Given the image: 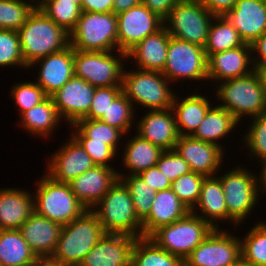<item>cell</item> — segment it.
I'll return each mask as SVG.
<instances>
[{"label": "cell", "instance_id": "42", "mask_svg": "<svg viewBox=\"0 0 266 266\" xmlns=\"http://www.w3.org/2000/svg\"><path fill=\"white\" fill-rule=\"evenodd\" d=\"M250 119L249 129L245 131L242 142L248 148L249 157L261 161L266 158V112Z\"/></svg>", "mask_w": 266, "mask_h": 266}, {"label": "cell", "instance_id": "37", "mask_svg": "<svg viewBox=\"0 0 266 266\" xmlns=\"http://www.w3.org/2000/svg\"><path fill=\"white\" fill-rule=\"evenodd\" d=\"M117 174L130 191L137 217L143 221L151 212L153 197L157 191L149 187L139 175H126L120 170Z\"/></svg>", "mask_w": 266, "mask_h": 266}, {"label": "cell", "instance_id": "24", "mask_svg": "<svg viewBox=\"0 0 266 266\" xmlns=\"http://www.w3.org/2000/svg\"><path fill=\"white\" fill-rule=\"evenodd\" d=\"M62 227L34 211L18 230L36 257L44 260L52 256Z\"/></svg>", "mask_w": 266, "mask_h": 266}, {"label": "cell", "instance_id": "52", "mask_svg": "<svg viewBox=\"0 0 266 266\" xmlns=\"http://www.w3.org/2000/svg\"><path fill=\"white\" fill-rule=\"evenodd\" d=\"M202 4L215 16H224L231 10L237 0H200Z\"/></svg>", "mask_w": 266, "mask_h": 266}, {"label": "cell", "instance_id": "27", "mask_svg": "<svg viewBox=\"0 0 266 266\" xmlns=\"http://www.w3.org/2000/svg\"><path fill=\"white\" fill-rule=\"evenodd\" d=\"M34 212L33 192L0 188V230H16Z\"/></svg>", "mask_w": 266, "mask_h": 266}, {"label": "cell", "instance_id": "8", "mask_svg": "<svg viewBox=\"0 0 266 266\" xmlns=\"http://www.w3.org/2000/svg\"><path fill=\"white\" fill-rule=\"evenodd\" d=\"M223 174L218 177L225 194L228 221L238 227L252 213L261 197L257 173L237 164L235 168Z\"/></svg>", "mask_w": 266, "mask_h": 266}, {"label": "cell", "instance_id": "41", "mask_svg": "<svg viewBox=\"0 0 266 266\" xmlns=\"http://www.w3.org/2000/svg\"><path fill=\"white\" fill-rule=\"evenodd\" d=\"M75 125L90 139L98 142H105L118 152L121 138L125 135L116 127L110 126L100 120L82 118Z\"/></svg>", "mask_w": 266, "mask_h": 266}, {"label": "cell", "instance_id": "4", "mask_svg": "<svg viewBox=\"0 0 266 266\" xmlns=\"http://www.w3.org/2000/svg\"><path fill=\"white\" fill-rule=\"evenodd\" d=\"M218 85V86H217ZM216 85L217 106L226 109L239 122L266 112L264 91L257 72L224 80Z\"/></svg>", "mask_w": 266, "mask_h": 266}, {"label": "cell", "instance_id": "59", "mask_svg": "<svg viewBox=\"0 0 266 266\" xmlns=\"http://www.w3.org/2000/svg\"><path fill=\"white\" fill-rule=\"evenodd\" d=\"M230 266H251L250 264H248L247 262H245L242 258L235 264L230 265Z\"/></svg>", "mask_w": 266, "mask_h": 266}, {"label": "cell", "instance_id": "10", "mask_svg": "<svg viewBox=\"0 0 266 266\" xmlns=\"http://www.w3.org/2000/svg\"><path fill=\"white\" fill-rule=\"evenodd\" d=\"M125 61L126 53L119 50L96 52L74 49V76L96 88L122 86Z\"/></svg>", "mask_w": 266, "mask_h": 266}, {"label": "cell", "instance_id": "13", "mask_svg": "<svg viewBox=\"0 0 266 266\" xmlns=\"http://www.w3.org/2000/svg\"><path fill=\"white\" fill-rule=\"evenodd\" d=\"M221 228L213 229L185 259V266H230L242 258L241 238Z\"/></svg>", "mask_w": 266, "mask_h": 266}, {"label": "cell", "instance_id": "33", "mask_svg": "<svg viewBox=\"0 0 266 266\" xmlns=\"http://www.w3.org/2000/svg\"><path fill=\"white\" fill-rule=\"evenodd\" d=\"M39 259L16 230H0V266L34 265Z\"/></svg>", "mask_w": 266, "mask_h": 266}, {"label": "cell", "instance_id": "58", "mask_svg": "<svg viewBox=\"0 0 266 266\" xmlns=\"http://www.w3.org/2000/svg\"><path fill=\"white\" fill-rule=\"evenodd\" d=\"M48 0H31L35 8H40Z\"/></svg>", "mask_w": 266, "mask_h": 266}, {"label": "cell", "instance_id": "2", "mask_svg": "<svg viewBox=\"0 0 266 266\" xmlns=\"http://www.w3.org/2000/svg\"><path fill=\"white\" fill-rule=\"evenodd\" d=\"M104 234L97 216L87 209L62 227L55 250L48 260L61 266H79Z\"/></svg>", "mask_w": 266, "mask_h": 266}, {"label": "cell", "instance_id": "7", "mask_svg": "<svg viewBox=\"0 0 266 266\" xmlns=\"http://www.w3.org/2000/svg\"><path fill=\"white\" fill-rule=\"evenodd\" d=\"M69 41L73 49L80 51L118 50L117 15L82 11Z\"/></svg>", "mask_w": 266, "mask_h": 266}, {"label": "cell", "instance_id": "1", "mask_svg": "<svg viewBox=\"0 0 266 266\" xmlns=\"http://www.w3.org/2000/svg\"><path fill=\"white\" fill-rule=\"evenodd\" d=\"M17 32L27 67L38 59L62 51L70 45L69 33L52 21L40 8L34 9Z\"/></svg>", "mask_w": 266, "mask_h": 266}, {"label": "cell", "instance_id": "46", "mask_svg": "<svg viewBox=\"0 0 266 266\" xmlns=\"http://www.w3.org/2000/svg\"><path fill=\"white\" fill-rule=\"evenodd\" d=\"M11 87L10 96L17 104L20 115L48 97L45 91L34 81H21Z\"/></svg>", "mask_w": 266, "mask_h": 266}, {"label": "cell", "instance_id": "11", "mask_svg": "<svg viewBox=\"0 0 266 266\" xmlns=\"http://www.w3.org/2000/svg\"><path fill=\"white\" fill-rule=\"evenodd\" d=\"M214 17L200 0H179L164 20V26L170 36L204 48Z\"/></svg>", "mask_w": 266, "mask_h": 266}, {"label": "cell", "instance_id": "26", "mask_svg": "<svg viewBox=\"0 0 266 266\" xmlns=\"http://www.w3.org/2000/svg\"><path fill=\"white\" fill-rule=\"evenodd\" d=\"M170 34L165 26L148 35L126 53L127 61L134 59L137 68L162 72L167 61Z\"/></svg>", "mask_w": 266, "mask_h": 266}, {"label": "cell", "instance_id": "45", "mask_svg": "<svg viewBox=\"0 0 266 266\" xmlns=\"http://www.w3.org/2000/svg\"><path fill=\"white\" fill-rule=\"evenodd\" d=\"M70 128L73 130L71 135L81 144L96 165L113 167L110 161H113L118 155L113 148L105 142L93 141L88 138L75 124L70 125Z\"/></svg>", "mask_w": 266, "mask_h": 266}, {"label": "cell", "instance_id": "50", "mask_svg": "<svg viewBox=\"0 0 266 266\" xmlns=\"http://www.w3.org/2000/svg\"><path fill=\"white\" fill-rule=\"evenodd\" d=\"M179 0H142V3L153 13L165 20L171 9Z\"/></svg>", "mask_w": 266, "mask_h": 266}, {"label": "cell", "instance_id": "47", "mask_svg": "<svg viewBox=\"0 0 266 266\" xmlns=\"http://www.w3.org/2000/svg\"><path fill=\"white\" fill-rule=\"evenodd\" d=\"M156 166L171 183L191 171L188 163L175 149L163 151Z\"/></svg>", "mask_w": 266, "mask_h": 266}, {"label": "cell", "instance_id": "5", "mask_svg": "<svg viewBox=\"0 0 266 266\" xmlns=\"http://www.w3.org/2000/svg\"><path fill=\"white\" fill-rule=\"evenodd\" d=\"M172 84L159 71L142 69L123 70L122 92L135 104L148 110L172 108L175 93ZM171 89H170V88Z\"/></svg>", "mask_w": 266, "mask_h": 266}, {"label": "cell", "instance_id": "48", "mask_svg": "<svg viewBox=\"0 0 266 266\" xmlns=\"http://www.w3.org/2000/svg\"><path fill=\"white\" fill-rule=\"evenodd\" d=\"M122 92V86L98 87L95 89L89 113L84 117L99 120L113 100Z\"/></svg>", "mask_w": 266, "mask_h": 266}, {"label": "cell", "instance_id": "38", "mask_svg": "<svg viewBox=\"0 0 266 266\" xmlns=\"http://www.w3.org/2000/svg\"><path fill=\"white\" fill-rule=\"evenodd\" d=\"M132 102L121 92L110 104L107 111L101 116L100 121L121 130L125 136L135 123V111ZM134 117V118H133ZM133 119V120H132Z\"/></svg>", "mask_w": 266, "mask_h": 266}, {"label": "cell", "instance_id": "43", "mask_svg": "<svg viewBox=\"0 0 266 266\" xmlns=\"http://www.w3.org/2000/svg\"><path fill=\"white\" fill-rule=\"evenodd\" d=\"M205 176L190 171L171 183L172 191L191 211L197 204Z\"/></svg>", "mask_w": 266, "mask_h": 266}, {"label": "cell", "instance_id": "51", "mask_svg": "<svg viewBox=\"0 0 266 266\" xmlns=\"http://www.w3.org/2000/svg\"><path fill=\"white\" fill-rule=\"evenodd\" d=\"M252 60L254 66L266 67V33L257 38L252 44Z\"/></svg>", "mask_w": 266, "mask_h": 266}, {"label": "cell", "instance_id": "44", "mask_svg": "<svg viewBox=\"0 0 266 266\" xmlns=\"http://www.w3.org/2000/svg\"><path fill=\"white\" fill-rule=\"evenodd\" d=\"M28 69L21 53L18 32L0 29V67Z\"/></svg>", "mask_w": 266, "mask_h": 266}, {"label": "cell", "instance_id": "34", "mask_svg": "<svg viewBox=\"0 0 266 266\" xmlns=\"http://www.w3.org/2000/svg\"><path fill=\"white\" fill-rule=\"evenodd\" d=\"M131 266H185L184 260L159 248L148 237L137 238L131 254Z\"/></svg>", "mask_w": 266, "mask_h": 266}, {"label": "cell", "instance_id": "35", "mask_svg": "<svg viewBox=\"0 0 266 266\" xmlns=\"http://www.w3.org/2000/svg\"><path fill=\"white\" fill-rule=\"evenodd\" d=\"M244 41L238 31L225 16H215L212 20L207 42L204 47L207 59L215 53L230 50L242 46Z\"/></svg>", "mask_w": 266, "mask_h": 266}, {"label": "cell", "instance_id": "17", "mask_svg": "<svg viewBox=\"0 0 266 266\" xmlns=\"http://www.w3.org/2000/svg\"><path fill=\"white\" fill-rule=\"evenodd\" d=\"M188 163L191 171L205 177L216 176L222 161L224 150L219 146L190 136H179L174 148Z\"/></svg>", "mask_w": 266, "mask_h": 266}, {"label": "cell", "instance_id": "56", "mask_svg": "<svg viewBox=\"0 0 266 266\" xmlns=\"http://www.w3.org/2000/svg\"><path fill=\"white\" fill-rule=\"evenodd\" d=\"M255 67V71L257 72L263 91H264V96H265V100H266V67L264 66H254Z\"/></svg>", "mask_w": 266, "mask_h": 266}, {"label": "cell", "instance_id": "40", "mask_svg": "<svg viewBox=\"0 0 266 266\" xmlns=\"http://www.w3.org/2000/svg\"><path fill=\"white\" fill-rule=\"evenodd\" d=\"M34 9L31 0H0V29L18 31Z\"/></svg>", "mask_w": 266, "mask_h": 266}, {"label": "cell", "instance_id": "25", "mask_svg": "<svg viewBox=\"0 0 266 266\" xmlns=\"http://www.w3.org/2000/svg\"><path fill=\"white\" fill-rule=\"evenodd\" d=\"M189 212V208L171 188L157 191L153 197L151 212L142 221L143 237H149L159 227L170 225L185 217Z\"/></svg>", "mask_w": 266, "mask_h": 266}, {"label": "cell", "instance_id": "31", "mask_svg": "<svg viewBox=\"0 0 266 266\" xmlns=\"http://www.w3.org/2000/svg\"><path fill=\"white\" fill-rule=\"evenodd\" d=\"M21 119L18 124L25 128L26 133L48 138L52 136L62 118L60 117L57 108L54 105L51 96L35 105L29 110H26L20 115ZM56 128V129H55Z\"/></svg>", "mask_w": 266, "mask_h": 266}, {"label": "cell", "instance_id": "12", "mask_svg": "<svg viewBox=\"0 0 266 266\" xmlns=\"http://www.w3.org/2000/svg\"><path fill=\"white\" fill-rule=\"evenodd\" d=\"M162 74L171 83L182 79L208 81L207 56L204 48L171 36Z\"/></svg>", "mask_w": 266, "mask_h": 266}, {"label": "cell", "instance_id": "29", "mask_svg": "<svg viewBox=\"0 0 266 266\" xmlns=\"http://www.w3.org/2000/svg\"><path fill=\"white\" fill-rule=\"evenodd\" d=\"M181 101H180V100ZM208 96L197 93L184 96L183 99L175 94L172 110L175 115L179 136H190L198 128L208 110L213 106Z\"/></svg>", "mask_w": 266, "mask_h": 266}, {"label": "cell", "instance_id": "18", "mask_svg": "<svg viewBox=\"0 0 266 266\" xmlns=\"http://www.w3.org/2000/svg\"><path fill=\"white\" fill-rule=\"evenodd\" d=\"M37 64L39 69L35 82L51 96L74 76V49L69 45L62 51L38 59L28 68L33 69Z\"/></svg>", "mask_w": 266, "mask_h": 266}, {"label": "cell", "instance_id": "57", "mask_svg": "<svg viewBox=\"0 0 266 266\" xmlns=\"http://www.w3.org/2000/svg\"><path fill=\"white\" fill-rule=\"evenodd\" d=\"M33 266H61V265L51 262L48 259H44V260H38Z\"/></svg>", "mask_w": 266, "mask_h": 266}, {"label": "cell", "instance_id": "22", "mask_svg": "<svg viewBox=\"0 0 266 266\" xmlns=\"http://www.w3.org/2000/svg\"><path fill=\"white\" fill-rule=\"evenodd\" d=\"M117 172L114 167L95 165L69 182L71 191L90 210L118 180Z\"/></svg>", "mask_w": 266, "mask_h": 266}, {"label": "cell", "instance_id": "23", "mask_svg": "<svg viewBox=\"0 0 266 266\" xmlns=\"http://www.w3.org/2000/svg\"><path fill=\"white\" fill-rule=\"evenodd\" d=\"M238 31L244 43L252 44L266 33V5L264 0H237L224 15Z\"/></svg>", "mask_w": 266, "mask_h": 266}, {"label": "cell", "instance_id": "36", "mask_svg": "<svg viewBox=\"0 0 266 266\" xmlns=\"http://www.w3.org/2000/svg\"><path fill=\"white\" fill-rule=\"evenodd\" d=\"M240 239L242 259L251 266H266V221L256 222Z\"/></svg>", "mask_w": 266, "mask_h": 266}, {"label": "cell", "instance_id": "60", "mask_svg": "<svg viewBox=\"0 0 266 266\" xmlns=\"http://www.w3.org/2000/svg\"><path fill=\"white\" fill-rule=\"evenodd\" d=\"M82 0H73V2L77 3L79 6L81 5Z\"/></svg>", "mask_w": 266, "mask_h": 266}, {"label": "cell", "instance_id": "54", "mask_svg": "<svg viewBox=\"0 0 266 266\" xmlns=\"http://www.w3.org/2000/svg\"><path fill=\"white\" fill-rule=\"evenodd\" d=\"M141 3L142 0H114L112 12L118 15Z\"/></svg>", "mask_w": 266, "mask_h": 266}, {"label": "cell", "instance_id": "16", "mask_svg": "<svg viewBox=\"0 0 266 266\" xmlns=\"http://www.w3.org/2000/svg\"><path fill=\"white\" fill-rule=\"evenodd\" d=\"M96 87L82 78L73 76L51 95L57 111L68 125L84 118L90 110Z\"/></svg>", "mask_w": 266, "mask_h": 266}, {"label": "cell", "instance_id": "32", "mask_svg": "<svg viewBox=\"0 0 266 266\" xmlns=\"http://www.w3.org/2000/svg\"><path fill=\"white\" fill-rule=\"evenodd\" d=\"M125 141L123 146L122 160L125 169H128L127 175H138L141 171L156 166L164 150L143 139L137 133Z\"/></svg>", "mask_w": 266, "mask_h": 266}, {"label": "cell", "instance_id": "21", "mask_svg": "<svg viewBox=\"0 0 266 266\" xmlns=\"http://www.w3.org/2000/svg\"><path fill=\"white\" fill-rule=\"evenodd\" d=\"M140 118L136 131L140 137L162 150H173L179 138L172 108L146 110Z\"/></svg>", "mask_w": 266, "mask_h": 266}, {"label": "cell", "instance_id": "19", "mask_svg": "<svg viewBox=\"0 0 266 266\" xmlns=\"http://www.w3.org/2000/svg\"><path fill=\"white\" fill-rule=\"evenodd\" d=\"M136 239L127 234L105 233L79 266H131Z\"/></svg>", "mask_w": 266, "mask_h": 266}, {"label": "cell", "instance_id": "3", "mask_svg": "<svg viewBox=\"0 0 266 266\" xmlns=\"http://www.w3.org/2000/svg\"><path fill=\"white\" fill-rule=\"evenodd\" d=\"M90 210L97 216L105 233L143 237L142 221L135 213L129 189L120 178Z\"/></svg>", "mask_w": 266, "mask_h": 266}, {"label": "cell", "instance_id": "15", "mask_svg": "<svg viewBox=\"0 0 266 266\" xmlns=\"http://www.w3.org/2000/svg\"><path fill=\"white\" fill-rule=\"evenodd\" d=\"M46 175L61 183H69L96 164L81 144L71 135L60 149L47 158Z\"/></svg>", "mask_w": 266, "mask_h": 266}, {"label": "cell", "instance_id": "20", "mask_svg": "<svg viewBox=\"0 0 266 266\" xmlns=\"http://www.w3.org/2000/svg\"><path fill=\"white\" fill-rule=\"evenodd\" d=\"M251 44L212 54L207 59L208 80L218 83L250 74L255 70Z\"/></svg>", "mask_w": 266, "mask_h": 266}, {"label": "cell", "instance_id": "28", "mask_svg": "<svg viewBox=\"0 0 266 266\" xmlns=\"http://www.w3.org/2000/svg\"><path fill=\"white\" fill-rule=\"evenodd\" d=\"M191 212L208 222L214 229L220 228L218 221L228 222L225 194L218 175L204 178L199 200Z\"/></svg>", "mask_w": 266, "mask_h": 266}, {"label": "cell", "instance_id": "6", "mask_svg": "<svg viewBox=\"0 0 266 266\" xmlns=\"http://www.w3.org/2000/svg\"><path fill=\"white\" fill-rule=\"evenodd\" d=\"M36 184L34 211L39 215L64 226L87 210L73 194L69 183L54 181L45 173Z\"/></svg>", "mask_w": 266, "mask_h": 266}, {"label": "cell", "instance_id": "49", "mask_svg": "<svg viewBox=\"0 0 266 266\" xmlns=\"http://www.w3.org/2000/svg\"><path fill=\"white\" fill-rule=\"evenodd\" d=\"M150 187L156 191H162L171 188V181L167 179L157 166L141 171L138 174Z\"/></svg>", "mask_w": 266, "mask_h": 266}, {"label": "cell", "instance_id": "14", "mask_svg": "<svg viewBox=\"0 0 266 266\" xmlns=\"http://www.w3.org/2000/svg\"><path fill=\"white\" fill-rule=\"evenodd\" d=\"M164 26V20L143 3L117 15L118 50L127 53Z\"/></svg>", "mask_w": 266, "mask_h": 266}, {"label": "cell", "instance_id": "53", "mask_svg": "<svg viewBox=\"0 0 266 266\" xmlns=\"http://www.w3.org/2000/svg\"><path fill=\"white\" fill-rule=\"evenodd\" d=\"M114 0H82L81 11L109 13L112 12Z\"/></svg>", "mask_w": 266, "mask_h": 266}, {"label": "cell", "instance_id": "30", "mask_svg": "<svg viewBox=\"0 0 266 266\" xmlns=\"http://www.w3.org/2000/svg\"><path fill=\"white\" fill-rule=\"evenodd\" d=\"M214 105L208 110L204 119L191 136L217 145L225 151L224 145L218 141L220 139L224 140L241 123L226 109Z\"/></svg>", "mask_w": 266, "mask_h": 266}, {"label": "cell", "instance_id": "39", "mask_svg": "<svg viewBox=\"0 0 266 266\" xmlns=\"http://www.w3.org/2000/svg\"><path fill=\"white\" fill-rule=\"evenodd\" d=\"M40 9L69 34L81 15L80 6L73 0H48Z\"/></svg>", "mask_w": 266, "mask_h": 266}, {"label": "cell", "instance_id": "9", "mask_svg": "<svg viewBox=\"0 0 266 266\" xmlns=\"http://www.w3.org/2000/svg\"><path fill=\"white\" fill-rule=\"evenodd\" d=\"M214 228L191 211L170 225L159 227L148 238L159 248L185 259Z\"/></svg>", "mask_w": 266, "mask_h": 266}, {"label": "cell", "instance_id": "55", "mask_svg": "<svg viewBox=\"0 0 266 266\" xmlns=\"http://www.w3.org/2000/svg\"><path fill=\"white\" fill-rule=\"evenodd\" d=\"M260 165H262L261 171L259 175H257V181H258V187H259V194L261 195V192L264 194L266 192V158L259 161Z\"/></svg>", "mask_w": 266, "mask_h": 266}]
</instances>
